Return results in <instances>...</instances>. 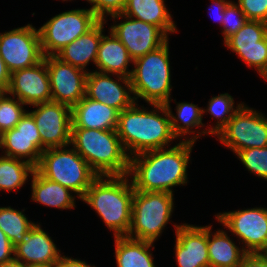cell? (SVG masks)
I'll use <instances>...</instances> for the list:
<instances>
[{
    "label": "cell",
    "instance_id": "34",
    "mask_svg": "<svg viewBox=\"0 0 267 267\" xmlns=\"http://www.w3.org/2000/svg\"><path fill=\"white\" fill-rule=\"evenodd\" d=\"M248 18L239 8L234 0H230L224 10V17L221 26V37L224 42L227 38L235 34L246 22Z\"/></svg>",
    "mask_w": 267,
    "mask_h": 267
},
{
    "label": "cell",
    "instance_id": "36",
    "mask_svg": "<svg viewBox=\"0 0 267 267\" xmlns=\"http://www.w3.org/2000/svg\"><path fill=\"white\" fill-rule=\"evenodd\" d=\"M248 20L267 23V0H234Z\"/></svg>",
    "mask_w": 267,
    "mask_h": 267
},
{
    "label": "cell",
    "instance_id": "12",
    "mask_svg": "<svg viewBox=\"0 0 267 267\" xmlns=\"http://www.w3.org/2000/svg\"><path fill=\"white\" fill-rule=\"evenodd\" d=\"M108 29L123 43L134 61L162 46L168 37L159 27L124 14L109 17Z\"/></svg>",
    "mask_w": 267,
    "mask_h": 267
},
{
    "label": "cell",
    "instance_id": "4",
    "mask_svg": "<svg viewBox=\"0 0 267 267\" xmlns=\"http://www.w3.org/2000/svg\"><path fill=\"white\" fill-rule=\"evenodd\" d=\"M70 145L99 175H128L130 157L116 130L71 127Z\"/></svg>",
    "mask_w": 267,
    "mask_h": 267
},
{
    "label": "cell",
    "instance_id": "39",
    "mask_svg": "<svg viewBox=\"0 0 267 267\" xmlns=\"http://www.w3.org/2000/svg\"><path fill=\"white\" fill-rule=\"evenodd\" d=\"M14 258V247L9 238L0 228V264L8 262Z\"/></svg>",
    "mask_w": 267,
    "mask_h": 267
},
{
    "label": "cell",
    "instance_id": "5",
    "mask_svg": "<svg viewBox=\"0 0 267 267\" xmlns=\"http://www.w3.org/2000/svg\"><path fill=\"white\" fill-rule=\"evenodd\" d=\"M169 41L133 61L130 80L137 103L166 104L173 97Z\"/></svg>",
    "mask_w": 267,
    "mask_h": 267
},
{
    "label": "cell",
    "instance_id": "40",
    "mask_svg": "<svg viewBox=\"0 0 267 267\" xmlns=\"http://www.w3.org/2000/svg\"><path fill=\"white\" fill-rule=\"evenodd\" d=\"M53 267H96L95 264H89L87 260L81 258H73L63 254Z\"/></svg>",
    "mask_w": 267,
    "mask_h": 267
},
{
    "label": "cell",
    "instance_id": "27",
    "mask_svg": "<svg viewBox=\"0 0 267 267\" xmlns=\"http://www.w3.org/2000/svg\"><path fill=\"white\" fill-rule=\"evenodd\" d=\"M166 0H127L122 14L159 27L168 37L178 27Z\"/></svg>",
    "mask_w": 267,
    "mask_h": 267
},
{
    "label": "cell",
    "instance_id": "30",
    "mask_svg": "<svg viewBox=\"0 0 267 267\" xmlns=\"http://www.w3.org/2000/svg\"><path fill=\"white\" fill-rule=\"evenodd\" d=\"M35 167L30 163L0 154V192L19 193L30 177Z\"/></svg>",
    "mask_w": 267,
    "mask_h": 267
},
{
    "label": "cell",
    "instance_id": "26",
    "mask_svg": "<svg viewBox=\"0 0 267 267\" xmlns=\"http://www.w3.org/2000/svg\"><path fill=\"white\" fill-rule=\"evenodd\" d=\"M222 227L212 231V223L208 224L210 267H238L247 252L237 239L232 234H229L224 226Z\"/></svg>",
    "mask_w": 267,
    "mask_h": 267
},
{
    "label": "cell",
    "instance_id": "17",
    "mask_svg": "<svg viewBox=\"0 0 267 267\" xmlns=\"http://www.w3.org/2000/svg\"><path fill=\"white\" fill-rule=\"evenodd\" d=\"M85 96L119 112L136 102L130 78L97 71L87 73Z\"/></svg>",
    "mask_w": 267,
    "mask_h": 267
},
{
    "label": "cell",
    "instance_id": "8",
    "mask_svg": "<svg viewBox=\"0 0 267 267\" xmlns=\"http://www.w3.org/2000/svg\"><path fill=\"white\" fill-rule=\"evenodd\" d=\"M99 21L89 7L73 8L52 16L38 27L44 57L56 55L65 46L91 30Z\"/></svg>",
    "mask_w": 267,
    "mask_h": 267
},
{
    "label": "cell",
    "instance_id": "10",
    "mask_svg": "<svg viewBox=\"0 0 267 267\" xmlns=\"http://www.w3.org/2000/svg\"><path fill=\"white\" fill-rule=\"evenodd\" d=\"M215 219L247 253H267V207L263 205L215 213Z\"/></svg>",
    "mask_w": 267,
    "mask_h": 267
},
{
    "label": "cell",
    "instance_id": "28",
    "mask_svg": "<svg viewBox=\"0 0 267 267\" xmlns=\"http://www.w3.org/2000/svg\"><path fill=\"white\" fill-rule=\"evenodd\" d=\"M114 257L117 267H159L156 266L153 250L155 243L136 240L127 236L113 237Z\"/></svg>",
    "mask_w": 267,
    "mask_h": 267
},
{
    "label": "cell",
    "instance_id": "41",
    "mask_svg": "<svg viewBox=\"0 0 267 267\" xmlns=\"http://www.w3.org/2000/svg\"><path fill=\"white\" fill-rule=\"evenodd\" d=\"M11 73L6 67L4 60L0 55V91L6 92L10 84Z\"/></svg>",
    "mask_w": 267,
    "mask_h": 267
},
{
    "label": "cell",
    "instance_id": "21",
    "mask_svg": "<svg viewBox=\"0 0 267 267\" xmlns=\"http://www.w3.org/2000/svg\"><path fill=\"white\" fill-rule=\"evenodd\" d=\"M171 102L176 104L174 108L176 113L172 111ZM165 106L170 115L172 132L179 141L197 143L201 137L211 136L205 130L206 123L203 121L202 107L198 104L187 101L177 102L176 98L172 97Z\"/></svg>",
    "mask_w": 267,
    "mask_h": 267
},
{
    "label": "cell",
    "instance_id": "24",
    "mask_svg": "<svg viewBox=\"0 0 267 267\" xmlns=\"http://www.w3.org/2000/svg\"><path fill=\"white\" fill-rule=\"evenodd\" d=\"M119 111L84 96L72 108V126L86 129L116 130Z\"/></svg>",
    "mask_w": 267,
    "mask_h": 267
},
{
    "label": "cell",
    "instance_id": "16",
    "mask_svg": "<svg viewBox=\"0 0 267 267\" xmlns=\"http://www.w3.org/2000/svg\"><path fill=\"white\" fill-rule=\"evenodd\" d=\"M0 151L1 155L37 166L42 154V141L34 118L28 112L15 128L1 134Z\"/></svg>",
    "mask_w": 267,
    "mask_h": 267
},
{
    "label": "cell",
    "instance_id": "14",
    "mask_svg": "<svg viewBox=\"0 0 267 267\" xmlns=\"http://www.w3.org/2000/svg\"><path fill=\"white\" fill-rule=\"evenodd\" d=\"M29 107L33 110H29ZM29 107L27 112L34 118L41 136L42 152L70 144L72 109L69 106L49 101Z\"/></svg>",
    "mask_w": 267,
    "mask_h": 267
},
{
    "label": "cell",
    "instance_id": "22",
    "mask_svg": "<svg viewBox=\"0 0 267 267\" xmlns=\"http://www.w3.org/2000/svg\"><path fill=\"white\" fill-rule=\"evenodd\" d=\"M106 24L109 23L100 20L91 30L61 49L56 56L86 73L94 71L101 37L107 29ZM89 64H94V69L89 70Z\"/></svg>",
    "mask_w": 267,
    "mask_h": 267
},
{
    "label": "cell",
    "instance_id": "31",
    "mask_svg": "<svg viewBox=\"0 0 267 267\" xmlns=\"http://www.w3.org/2000/svg\"><path fill=\"white\" fill-rule=\"evenodd\" d=\"M25 207L21 210L15 209L11 205H0V228L11 241L13 247L22 243L27 233L37 223L25 214Z\"/></svg>",
    "mask_w": 267,
    "mask_h": 267
},
{
    "label": "cell",
    "instance_id": "20",
    "mask_svg": "<svg viewBox=\"0 0 267 267\" xmlns=\"http://www.w3.org/2000/svg\"><path fill=\"white\" fill-rule=\"evenodd\" d=\"M42 227V223L37 221L25 236L24 241L14 247V258L25 266H54L64 254L54 243L55 240L49 235L50 233Z\"/></svg>",
    "mask_w": 267,
    "mask_h": 267
},
{
    "label": "cell",
    "instance_id": "43",
    "mask_svg": "<svg viewBox=\"0 0 267 267\" xmlns=\"http://www.w3.org/2000/svg\"><path fill=\"white\" fill-rule=\"evenodd\" d=\"M25 267H53V266H47V265H28Z\"/></svg>",
    "mask_w": 267,
    "mask_h": 267
},
{
    "label": "cell",
    "instance_id": "25",
    "mask_svg": "<svg viewBox=\"0 0 267 267\" xmlns=\"http://www.w3.org/2000/svg\"><path fill=\"white\" fill-rule=\"evenodd\" d=\"M30 201L47 208H55L60 211L75 209L76 200H81L70 189L63 187L61 184L46 179L36 170L33 171L31 177Z\"/></svg>",
    "mask_w": 267,
    "mask_h": 267
},
{
    "label": "cell",
    "instance_id": "7",
    "mask_svg": "<svg viewBox=\"0 0 267 267\" xmlns=\"http://www.w3.org/2000/svg\"><path fill=\"white\" fill-rule=\"evenodd\" d=\"M35 170L70 189L80 199L99 176L70 144L44 150Z\"/></svg>",
    "mask_w": 267,
    "mask_h": 267
},
{
    "label": "cell",
    "instance_id": "29",
    "mask_svg": "<svg viewBox=\"0 0 267 267\" xmlns=\"http://www.w3.org/2000/svg\"><path fill=\"white\" fill-rule=\"evenodd\" d=\"M205 107L202 106L203 120L206 114L214 120V123L205 125V130L213 137L230 121L234 113L244 104V102H235L234 97L228 92L218 95H212L207 101Z\"/></svg>",
    "mask_w": 267,
    "mask_h": 267
},
{
    "label": "cell",
    "instance_id": "15",
    "mask_svg": "<svg viewBox=\"0 0 267 267\" xmlns=\"http://www.w3.org/2000/svg\"><path fill=\"white\" fill-rule=\"evenodd\" d=\"M50 80L52 101L71 109L85 96L87 73L58 58L45 56Z\"/></svg>",
    "mask_w": 267,
    "mask_h": 267
},
{
    "label": "cell",
    "instance_id": "35",
    "mask_svg": "<svg viewBox=\"0 0 267 267\" xmlns=\"http://www.w3.org/2000/svg\"><path fill=\"white\" fill-rule=\"evenodd\" d=\"M83 1V0H81ZM88 7L100 19L108 22V18L115 14H121L127 0H84ZM90 4V5H89Z\"/></svg>",
    "mask_w": 267,
    "mask_h": 267
},
{
    "label": "cell",
    "instance_id": "45",
    "mask_svg": "<svg viewBox=\"0 0 267 267\" xmlns=\"http://www.w3.org/2000/svg\"><path fill=\"white\" fill-rule=\"evenodd\" d=\"M56 1H60V0H56ZM61 1H62L63 3H64V2H67V3H68V2H72V1H76V0H61Z\"/></svg>",
    "mask_w": 267,
    "mask_h": 267
},
{
    "label": "cell",
    "instance_id": "23",
    "mask_svg": "<svg viewBox=\"0 0 267 267\" xmlns=\"http://www.w3.org/2000/svg\"><path fill=\"white\" fill-rule=\"evenodd\" d=\"M107 32L101 37L94 71L130 78L133 60L123 43L109 29Z\"/></svg>",
    "mask_w": 267,
    "mask_h": 267
},
{
    "label": "cell",
    "instance_id": "38",
    "mask_svg": "<svg viewBox=\"0 0 267 267\" xmlns=\"http://www.w3.org/2000/svg\"><path fill=\"white\" fill-rule=\"evenodd\" d=\"M238 267H267V253H247Z\"/></svg>",
    "mask_w": 267,
    "mask_h": 267
},
{
    "label": "cell",
    "instance_id": "44",
    "mask_svg": "<svg viewBox=\"0 0 267 267\" xmlns=\"http://www.w3.org/2000/svg\"><path fill=\"white\" fill-rule=\"evenodd\" d=\"M260 79H263L265 82H267V71L262 75Z\"/></svg>",
    "mask_w": 267,
    "mask_h": 267
},
{
    "label": "cell",
    "instance_id": "42",
    "mask_svg": "<svg viewBox=\"0 0 267 267\" xmlns=\"http://www.w3.org/2000/svg\"><path fill=\"white\" fill-rule=\"evenodd\" d=\"M0 267H25L20 261L17 259L13 258L12 260L8 262H4L0 264Z\"/></svg>",
    "mask_w": 267,
    "mask_h": 267
},
{
    "label": "cell",
    "instance_id": "6",
    "mask_svg": "<svg viewBox=\"0 0 267 267\" xmlns=\"http://www.w3.org/2000/svg\"><path fill=\"white\" fill-rule=\"evenodd\" d=\"M174 195L167 192L134 190L131 225L127 237L155 243L161 239L168 224H173L175 233L182 221L175 223L171 220L177 207L174 206Z\"/></svg>",
    "mask_w": 267,
    "mask_h": 267
},
{
    "label": "cell",
    "instance_id": "3",
    "mask_svg": "<svg viewBox=\"0 0 267 267\" xmlns=\"http://www.w3.org/2000/svg\"><path fill=\"white\" fill-rule=\"evenodd\" d=\"M134 188L128 175L98 176L80 201L90 207L113 237L127 236Z\"/></svg>",
    "mask_w": 267,
    "mask_h": 267
},
{
    "label": "cell",
    "instance_id": "37",
    "mask_svg": "<svg viewBox=\"0 0 267 267\" xmlns=\"http://www.w3.org/2000/svg\"><path fill=\"white\" fill-rule=\"evenodd\" d=\"M210 6H208V13L214 22L218 23V26H222L224 10L227 3L230 0H210Z\"/></svg>",
    "mask_w": 267,
    "mask_h": 267
},
{
    "label": "cell",
    "instance_id": "19",
    "mask_svg": "<svg viewBox=\"0 0 267 267\" xmlns=\"http://www.w3.org/2000/svg\"><path fill=\"white\" fill-rule=\"evenodd\" d=\"M6 92L27 107L52 101L46 61L43 59L35 66L11 73L10 84Z\"/></svg>",
    "mask_w": 267,
    "mask_h": 267
},
{
    "label": "cell",
    "instance_id": "2",
    "mask_svg": "<svg viewBox=\"0 0 267 267\" xmlns=\"http://www.w3.org/2000/svg\"><path fill=\"white\" fill-rule=\"evenodd\" d=\"M140 104L135 102L119 112L116 131L129 157L149 150L171 147L178 142L172 132L170 115L165 104L148 103V107Z\"/></svg>",
    "mask_w": 267,
    "mask_h": 267
},
{
    "label": "cell",
    "instance_id": "32",
    "mask_svg": "<svg viewBox=\"0 0 267 267\" xmlns=\"http://www.w3.org/2000/svg\"><path fill=\"white\" fill-rule=\"evenodd\" d=\"M28 107L7 92L0 94V133L15 128Z\"/></svg>",
    "mask_w": 267,
    "mask_h": 267
},
{
    "label": "cell",
    "instance_id": "18",
    "mask_svg": "<svg viewBox=\"0 0 267 267\" xmlns=\"http://www.w3.org/2000/svg\"><path fill=\"white\" fill-rule=\"evenodd\" d=\"M173 254L177 267H210L208 255V225H193L185 221L174 233Z\"/></svg>",
    "mask_w": 267,
    "mask_h": 267
},
{
    "label": "cell",
    "instance_id": "9",
    "mask_svg": "<svg viewBox=\"0 0 267 267\" xmlns=\"http://www.w3.org/2000/svg\"><path fill=\"white\" fill-rule=\"evenodd\" d=\"M245 102L215 136L222 146L235 154L249 148L267 146V115Z\"/></svg>",
    "mask_w": 267,
    "mask_h": 267
},
{
    "label": "cell",
    "instance_id": "33",
    "mask_svg": "<svg viewBox=\"0 0 267 267\" xmlns=\"http://www.w3.org/2000/svg\"><path fill=\"white\" fill-rule=\"evenodd\" d=\"M234 156L248 173L267 181V146L240 150Z\"/></svg>",
    "mask_w": 267,
    "mask_h": 267
},
{
    "label": "cell",
    "instance_id": "11",
    "mask_svg": "<svg viewBox=\"0 0 267 267\" xmlns=\"http://www.w3.org/2000/svg\"><path fill=\"white\" fill-rule=\"evenodd\" d=\"M33 23L0 32V55L10 73L37 65L44 58Z\"/></svg>",
    "mask_w": 267,
    "mask_h": 267
},
{
    "label": "cell",
    "instance_id": "13",
    "mask_svg": "<svg viewBox=\"0 0 267 267\" xmlns=\"http://www.w3.org/2000/svg\"><path fill=\"white\" fill-rule=\"evenodd\" d=\"M222 44L259 78L267 71V23L248 20Z\"/></svg>",
    "mask_w": 267,
    "mask_h": 267
},
{
    "label": "cell",
    "instance_id": "1",
    "mask_svg": "<svg viewBox=\"0 0 267 267\" xmlns=\"http://www.w3.org/2000/svg\"><path fill=\"white\" fill-rule=\"evenodd\" d=\"M196 143L178 141L171 147L145 151L130 157L128 176L136 191L167 192L189 183L188 168ZM175 190V191H174Z\"/></svg>",
    "mask_w": 267,
    "mask_h": 267
}]
</instances>
